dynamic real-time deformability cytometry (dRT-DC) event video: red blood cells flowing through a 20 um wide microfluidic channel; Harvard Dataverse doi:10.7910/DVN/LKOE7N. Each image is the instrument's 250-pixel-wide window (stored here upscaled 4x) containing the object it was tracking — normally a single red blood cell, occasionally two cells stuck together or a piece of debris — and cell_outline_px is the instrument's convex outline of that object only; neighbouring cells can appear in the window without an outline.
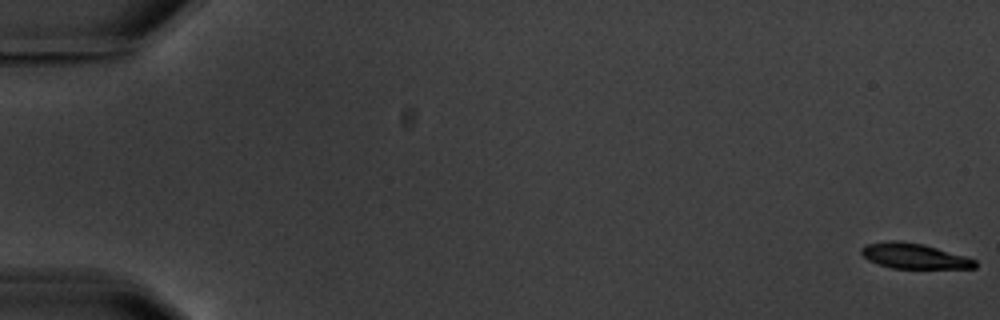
{"species": "common noctule bat (a hibernating species)", "species_latin": "Nyctalus noctula", "temperature_condition": "warm", "stored_images_in_passage": 5, "camera_frame_rate_fps": 3000, "um_per_image_px": 0.085, "animal": {"sex": "male", "body_mass_g": 20.1, "forearm_length_mm": 53.5}, "frame": {"image": 1, "passage_image": 1, "time_ms": 0.0, "image_size_px": [1000, 320], "cell_outline_px": [[976, 268], [892, 268], [868, 260], [860, 252], [860, 248], [868, 244], [888, 240], [900, 240], [924, 244], [964, 256], [976, 260]], "centroid_in_image_um": [77.68, 21.75], "position_along_channel_um": 7.3, "area_um2": 16.65}}
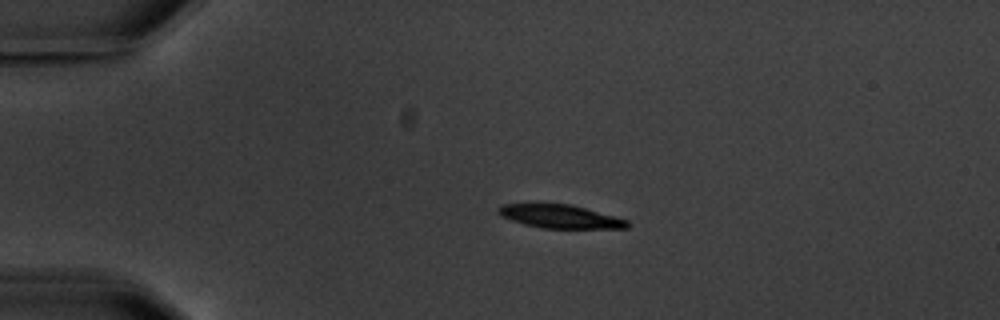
{"frame": {"image": 2, "passage_image": 4, "time_ms": 4.333, "image_size_px": [1000, 320], "cell_outline_px": [[632, 224], [628, 228], [540, 228], [524, 224], [500, 216], [496, 212], [496, 208], [500, 204], [572, 204], [616, 216], [628, 220]], "centroid_in_image_um": [47.62, 18.4], "position_along_channel_um": 37.4, "area_um2": 17.8}}